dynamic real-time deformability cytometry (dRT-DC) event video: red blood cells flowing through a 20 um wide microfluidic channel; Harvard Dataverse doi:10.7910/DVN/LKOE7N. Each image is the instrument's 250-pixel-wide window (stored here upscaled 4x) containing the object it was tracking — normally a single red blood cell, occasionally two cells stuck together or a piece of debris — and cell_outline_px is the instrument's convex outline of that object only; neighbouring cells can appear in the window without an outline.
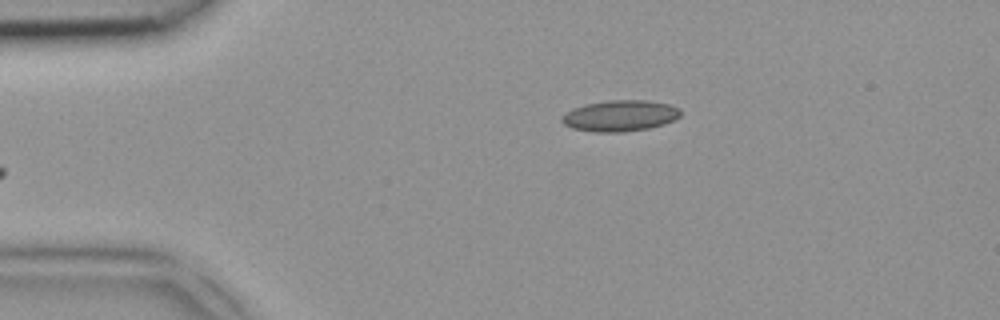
{"species": "common noctule bat (a hibernating species)", "species_latin": "Nyctalus noctula", "temperature_condition": "room temperature", "stored_images_in_passage": 3, "camera_frame_rate_fps": 3000, "um_per_image_px": 0.085, "animal": {"sex": "female", "body_mass_g": 18.4}, "frame": {"image": 1, "passage_image": 3, "time_ms": 0.667, "image_size_px": [1000, 320], "cell_outline_px": [[680, 116], [676, 120], [664, 124], [648, 128], [620, 132], [596, 132], [572, 128], [564, 124], [560, 120], [560, 116], [572, 108], [584, 104], [608, 100], [648, 100], [668, 104], [680, 108]], "centroid_in_image_um": [52.69, 9.83], "position_along_channel_um": 32.3, "area_um2": 21.68}}